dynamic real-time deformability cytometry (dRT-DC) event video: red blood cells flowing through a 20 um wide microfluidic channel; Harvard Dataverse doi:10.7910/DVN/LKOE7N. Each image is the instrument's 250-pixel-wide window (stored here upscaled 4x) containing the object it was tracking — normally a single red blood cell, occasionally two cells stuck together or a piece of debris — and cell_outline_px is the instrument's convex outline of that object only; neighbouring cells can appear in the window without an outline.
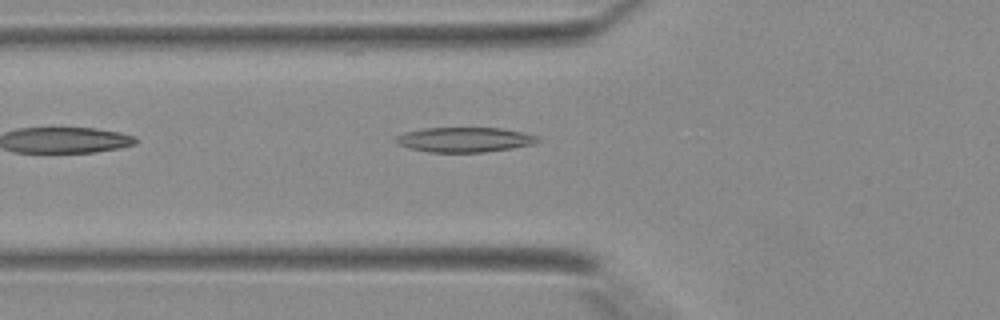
{"species": "Egyptian fruit bat (a non-hibernating species)", "species_latin": "Rousettus aegyptiacus", "temperature_condition": "warm", "stored_images_in_passage": 29, "camera_frame_rate_fps": 3000, "um_per_image_px": 0.085, "animal": {"sex": "female"}, "frame": {"image": 1, "passage_image": 2, "time_ms": 0.333, "image_size_px": [1000, 320], "cell_outline_px": [[540, 140], [536, 144], [512, 148], [484, 152], [428, 152], [408, 148], [400, 144], [396, 140], [396, 136], [404, 132], [424, 128], [500, 128], [524, 132], [536, 136]], "centroid_in_image_um": [39.51, 11.87], "position_along_channel_um": 86.3, "area_um2": 20.52}}
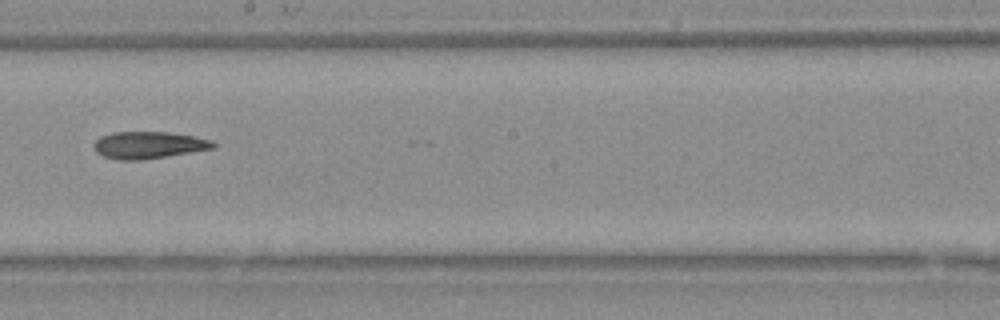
{"frame": {"image": 2, "passage_image": 11, "time_ms": 3.333, "image_size_px": [1000, 320], "cell_outline_px": [[216, 148], [140, 160], [120, 160], [104, 156], [96, 152], [92, 148], [92, 144], [100, 136], [116, 132], [168, 132], [192, 136], [212, 140], [216, 144]], "centroid_in_image_um": [12.61, 12.33], "position_along_channel_um": 235.6, "area_um2": 18.73}}
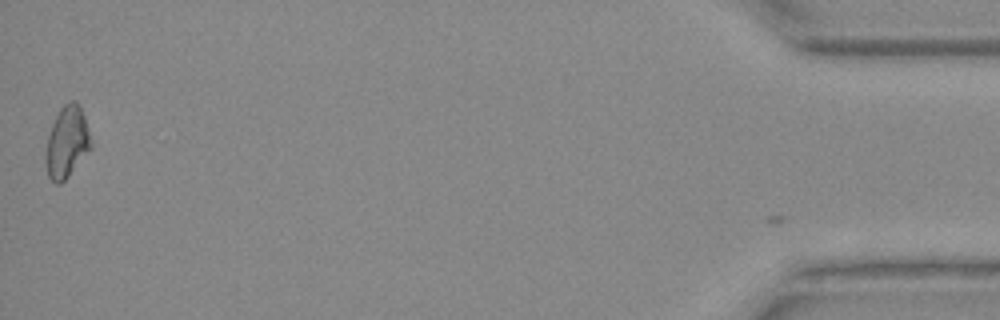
{"frame": {"image": 3, "passage_image": 28, "time_ms": 9.0, "image_size_px": [1000, 320], "cell_outline_px": [[92, 148], [68, 176], [60, 184], [56, 184], [48, 176], [44, 160], [44, 156], [48, 136], [52, 124], [60, 108], [68, 100], [76, 100], [84, 116], [92, 144]], "centroid_in_image_um": [5.67, 12.09], "position_along_channel_um": 429.5, "area_um2": 18.84}}